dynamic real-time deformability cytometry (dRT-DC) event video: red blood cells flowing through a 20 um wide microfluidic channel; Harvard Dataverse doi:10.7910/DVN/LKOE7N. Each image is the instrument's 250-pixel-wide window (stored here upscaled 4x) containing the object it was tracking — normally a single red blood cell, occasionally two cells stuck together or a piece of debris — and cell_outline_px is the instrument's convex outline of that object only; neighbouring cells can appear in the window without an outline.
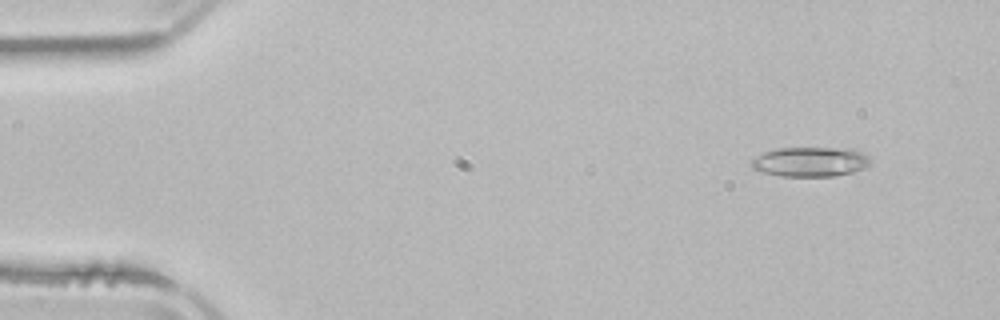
{"species": "common noctule bat (a hibernating species)", "species_latin": "Nyctalus noctula", "temperature_condition": "room temperature", "stored_images_in_passage": 3, "camera_frame_rate_fps": 3000, "um_per_image_px": 0.085, "animal": {"sex": "male", "body_mass_g": 21.5, "forearm_length_mm": 52.0}, "frame": {"image": 1, "passage_image": 1, "time_ms": 0.0, "image_size_px": [1000, 320], "cell_outline_px": [[872, 164], [864, 168], [852, 172], [836, 176], [780, 176], [760, 172], [752, 168], [748, 164], [756, 156], [764, 152], [776, 148], [852, 148], [868, 156], [872, 160]], "centroid_in_image_um": [68.87, 13.75], "position_along_channel_um": 16.1, "area_um2": 20.87}}
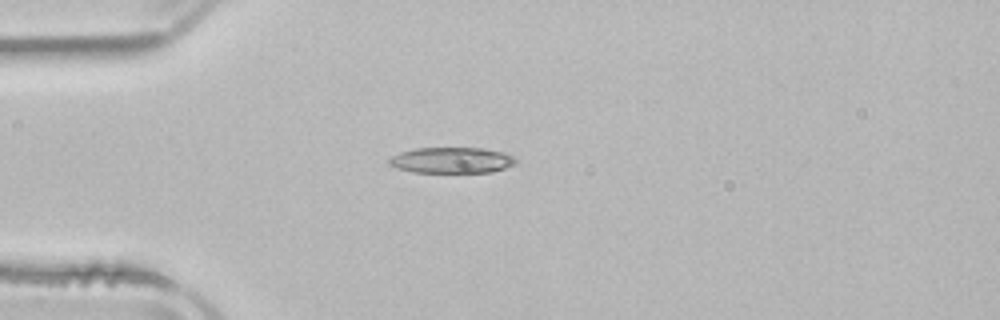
{"frame": {"image": 2, "passage_image": 3, "time_ms": 3.0, "image_size_px": [1000, 320], "cell_outline_px": [[516, 164], [492, 172], [412, 172], [396, 168], [388, 164], [388, 160], [392, 156], [400, 152], [416, 148], [484, 148], [500, 152], [512, 156], [516, 160]], "centroid_in_image_um": [38.36, 13.62], "position_along_channel_um": 46.6, "area_um2": 19.02}}